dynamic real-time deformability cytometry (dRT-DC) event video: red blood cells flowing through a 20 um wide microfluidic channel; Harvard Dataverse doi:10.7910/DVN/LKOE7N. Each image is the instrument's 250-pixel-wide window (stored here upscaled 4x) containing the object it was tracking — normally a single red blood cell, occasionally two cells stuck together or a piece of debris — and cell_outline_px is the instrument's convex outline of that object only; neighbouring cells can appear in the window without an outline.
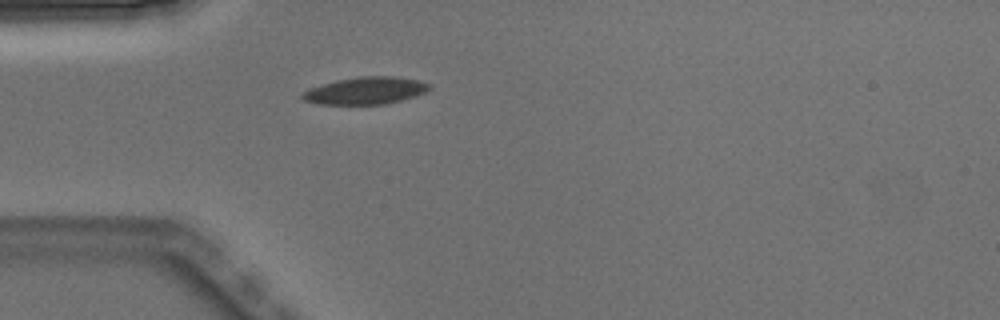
{"species": "Egyptian fruit bat (a non-hibernating species)", "species_latin": "Rousettus aegyptiacus", "temperature_condition": "warm", "stored_images_in_passage": 1, "camera_frame_rate_fps": 3000, "um_per_image_px": 0.085, "animal": {"sex": "male"}, "frame": {"image": 1, "passage_image": 1, "time_ms": 0.0, "image_size_px": [1000, 320], "cell_outline_px": [[432, 88], [416, 96], [384, 104], [320, 104], [304, 100], [300, 96], [308, 88], [336, 80], [360, 76], [396, 76], [420, 80], [432, 84]], "centroid_in_image_um": [31.11, 7.69], "position_along_channel_um": 53.9, "area_um2": 20.23}}